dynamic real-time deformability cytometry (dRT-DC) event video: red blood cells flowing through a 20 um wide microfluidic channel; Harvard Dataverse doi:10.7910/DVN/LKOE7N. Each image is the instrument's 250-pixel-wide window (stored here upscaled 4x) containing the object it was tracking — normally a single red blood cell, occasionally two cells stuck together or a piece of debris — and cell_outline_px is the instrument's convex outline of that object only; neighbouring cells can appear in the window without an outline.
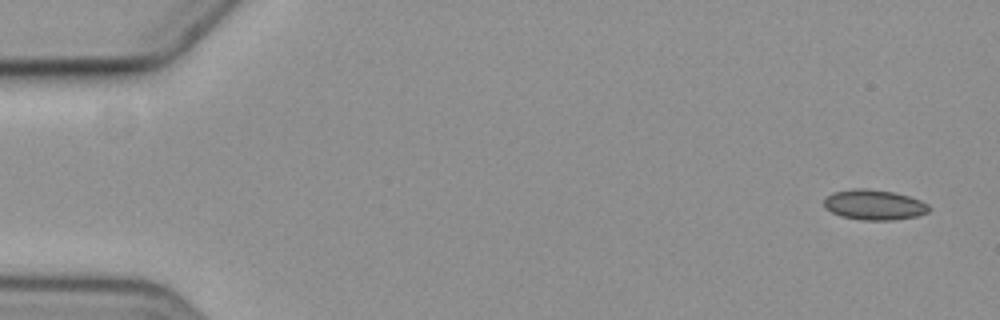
{"species": "common noctule bat (a hibernating species)", "species_latin": "Nyctalus noctula", "temperature_condition": "cold", "stored_images_in_passage": 6, "segment_of_instrument_passage": [1, 2], "camera_frame_rate_fps": 3000, "um_per_image_px": 0.085, "animal": {"sex": "female", "body_mass_g": 19.3, "forearm_length_mm": 54.1}, "frame": {"image": 1, "passage_image": 1, "time_ms": 0.0, "image_size_px": [1000, 320], "cell_outline_px": [[928, 212], [916, 216], [892, 220], [860, 220], [840, 216], [832, 212], [824, 204], [824, 200], [832, 192], [852, 188], [864, 188], [896, 192], [920, 200], [928, 204]], "centroid_in_image_um": [74.29, 17.4], "position_along_channel_um": 10.7, "area_um2": 18.44}}